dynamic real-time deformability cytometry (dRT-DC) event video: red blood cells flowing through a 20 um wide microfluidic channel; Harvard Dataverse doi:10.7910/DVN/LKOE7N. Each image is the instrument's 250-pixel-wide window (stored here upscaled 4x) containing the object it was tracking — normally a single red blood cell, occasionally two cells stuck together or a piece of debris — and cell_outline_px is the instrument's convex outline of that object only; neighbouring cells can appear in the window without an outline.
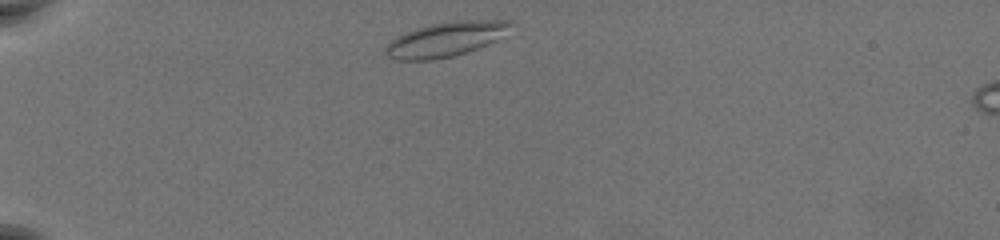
{"species": "common noctule bat (a hibernating species)", "species_latin": "Nyctalus noctula", "temperature_condition": "warm", "stored_images_in_passage": 43, "camera_frame_rate_fps": 3000, "um_per_image_px": 0.085, "animal": {"sex": "female", "body_mass_g": 19.5, "forearm_length_mm": 54.1}, "frame": {"image": 1, "passage_image": 2, "time_ms": 0.333, "image_size_px": [1000, 240], "cell_outline_px": [[512, 24], [496, 40], [488, 44], [452, 56], [432, 60], [396, 60], [388, 56], [384, 52], [384, 48], [396, 36], [404, 32], [428, 24], [452, 20], [512, 20]], "centroid_in_image_um": [37.82, 3.32], "position_along_channel_um": 47.2, "area_um2": 25.09}}
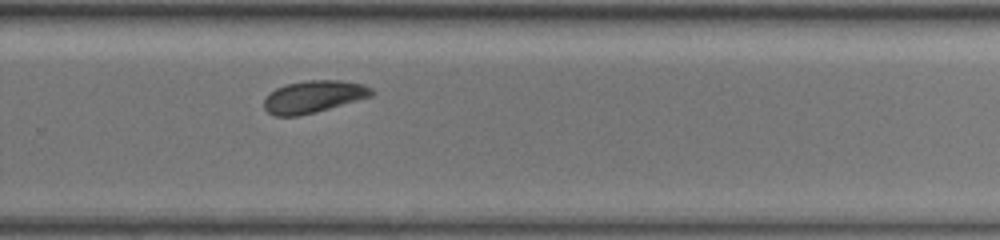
{"frame": {"image": 2, "passage_image": 27, "time_ms": 8.667, "image_size_px": [1000, 240], "cell_outline_px": [[376, 92], [372, 96], [316, 112], [296, 116], [276, 116], [268, 112], [264, 108], [264, 100], [276, 88], [288, 84], [304, 80], [340, 80], [364, 84], [372, 88]], "centroid_in_image_um": [26.69, 8.21], "position_along_channel_um": 303.1, "area_um2": 20.11}}
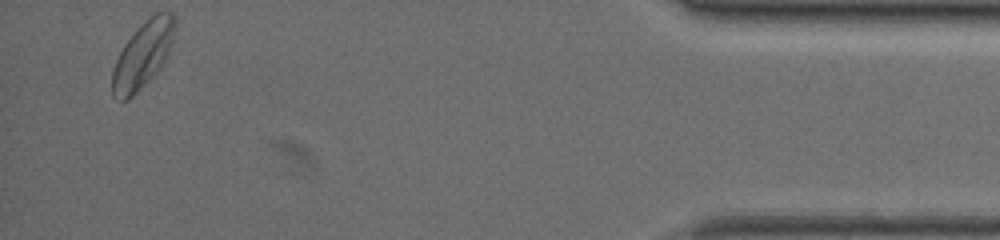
{"frame": {"image": 3, "passage_image": 42, "time_ms": 13.667, "image_size_px": [1000, 240], "cell_outline_px": [[176, 24], [172, 40], [168, 52], [160, 68], [128, 100], [120, 100], [112, 96], [112, 68], [124, 44], [140, 24], [144, 20], [156, 12], [172, 12], [176, 16]], "centroid_in_image_um": [12.13, 4.63], "position_along_channel_um": 423.1, "area_um2": 23.99}, "authors_computed_cell_mechanics": {"area_um2": 20.6346, "velocity_mm_per_s": 3.6246, "shape_relaxation_time_tau1_ms": 5.3931, "shape_relaxation_time_tau2_ms": 5.0596, "deformation_change_tau1": 0.1126, "deformation_change_tau2": 0.094}}